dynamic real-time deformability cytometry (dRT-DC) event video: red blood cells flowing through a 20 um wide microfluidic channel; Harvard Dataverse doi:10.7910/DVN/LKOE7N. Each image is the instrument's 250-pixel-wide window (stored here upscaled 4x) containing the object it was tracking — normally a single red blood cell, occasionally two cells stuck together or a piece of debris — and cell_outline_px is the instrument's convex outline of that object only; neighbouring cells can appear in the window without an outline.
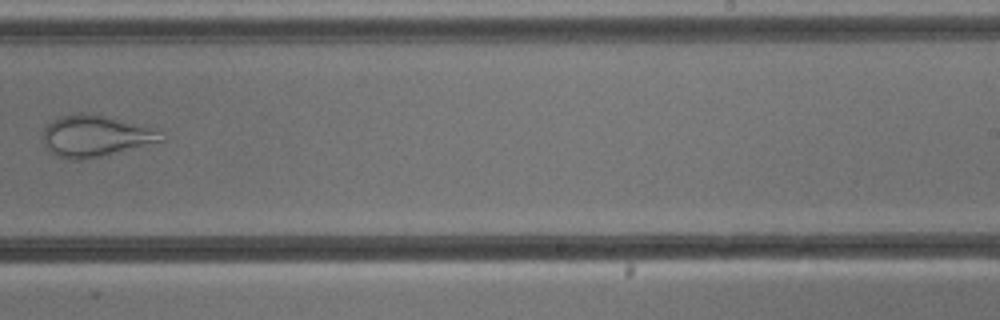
{"species": "common noctule bat (a hibernating species)", "species_latin": "Nyctalus noctula", "temperature_condition": "cold", "stored_images_in_passage": 8, "camera_frame_rate_fps": 3000, "um_per_image_px": 0.085, "animal": {"sex": "male", "body_mass_g": 13.3}, "frame": {"image": 1, "passage_image": 7, "time_ms": 8.0, "image_size_px": [1000, 320], "cell_outline_px": [[168, 140], [84, 160], [68, 160], [56, 156], [48, 152], [44, 144], [44, 128], [52, 120], [60, 116], [80, 112], [88, 112], [104, 116], [148, 128], [160, 132]], "centroid_in_image_um": [8.05, 11.58], "position_along_channel_um": 281.0, "area_um2": 28.38}}